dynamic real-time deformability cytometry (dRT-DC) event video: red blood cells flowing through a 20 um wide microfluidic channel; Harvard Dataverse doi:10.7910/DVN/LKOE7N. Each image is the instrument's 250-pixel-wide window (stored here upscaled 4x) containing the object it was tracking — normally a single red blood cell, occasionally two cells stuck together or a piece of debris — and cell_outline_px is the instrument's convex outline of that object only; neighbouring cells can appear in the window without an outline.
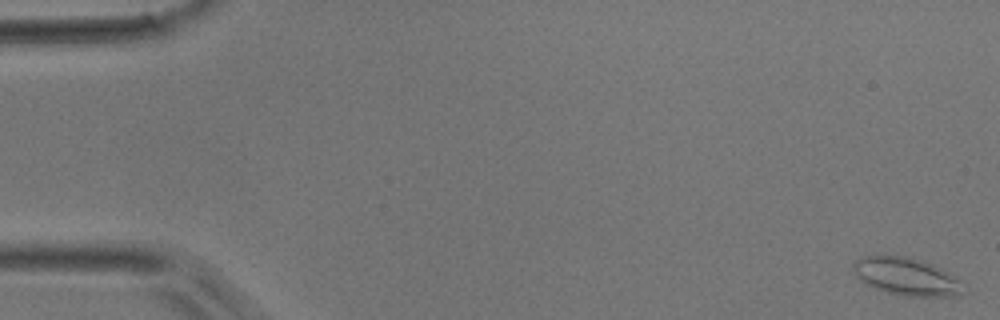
{"species": "common noctule bat (a hibernating species)", "species_latin": "Nyctalus noctula", "temperature_condition": "room temperature", "stored_images_in_passage": 52, "camera_frame_rate_fps": 3000, "um_per_image_px": 0.085, "animal": {"sex": "male", "body_mass_g": 17.9}, "frame": {"image": 1, "passage_image": 1, "time_ms": 0.0, "image_size_px": [1000, 320], "cell_outline_px": [[960, 296], [904, 296], [888, 292], [876, 288], [860, 280], [852, 272], [852, 264], [860, 256], [904, 256], [920, 260], [932, 264], [948, 272], [956, 280], [960, 292]], "centroid_in_image_um": [76.94, 23.49], "position_along_channel_um": 8.1, "area_um2": 23.52}}
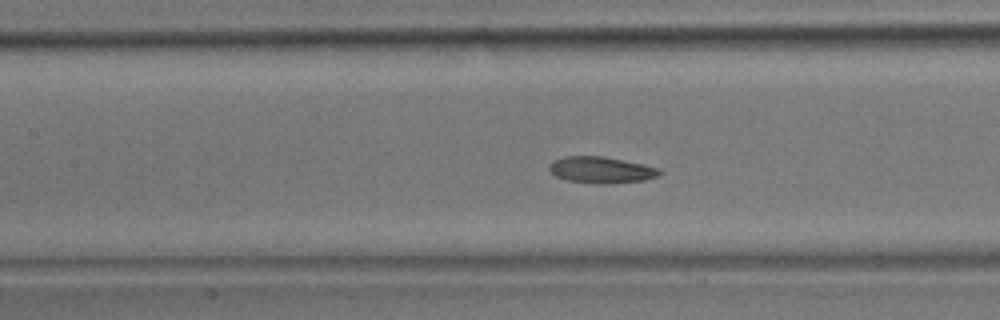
{"frame": {"image": 2, "passage_image": 23, "time_ms": 7.333, "image_size_px": [1000, 320], "cell_outline_px": [[660, 176], [644, 180], [608, 184], [596, 184], [568, 180], [556, 176], [548, 168], [552, 160], [564, 156], [604, 156], [644, 164], [660, 168]], "centroid_in_image_um": [51.12, 14.44], "position_along_channel_um": 156.3, "area_um2": 17.11}}
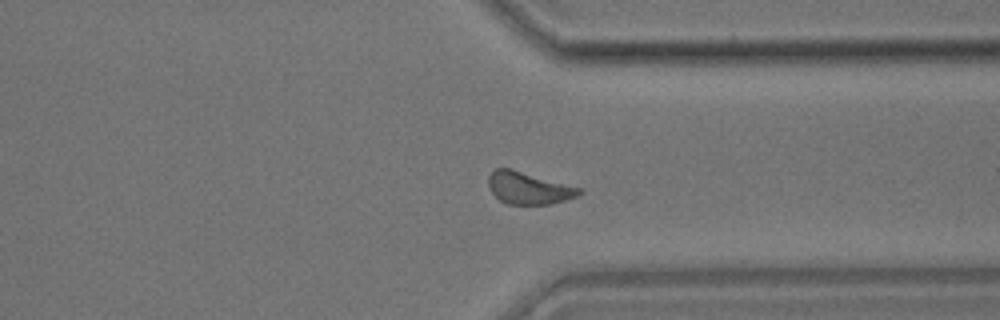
{"frame": {"image": 3, "passage_image": 39, "time_ms": 12.667, "image_size_px": [1000, 320], "cell_outline_px": [[584, 192], [576, 196], [552, 204], [508, 204], [500, 200], [488, 188], [488, 176], [496, 168], [512, 168], [580, 188]], "centroid_in_image_um": [44.91, 15.97], "position_along_channel_um": 366.5, "area_um2": 16.94}}